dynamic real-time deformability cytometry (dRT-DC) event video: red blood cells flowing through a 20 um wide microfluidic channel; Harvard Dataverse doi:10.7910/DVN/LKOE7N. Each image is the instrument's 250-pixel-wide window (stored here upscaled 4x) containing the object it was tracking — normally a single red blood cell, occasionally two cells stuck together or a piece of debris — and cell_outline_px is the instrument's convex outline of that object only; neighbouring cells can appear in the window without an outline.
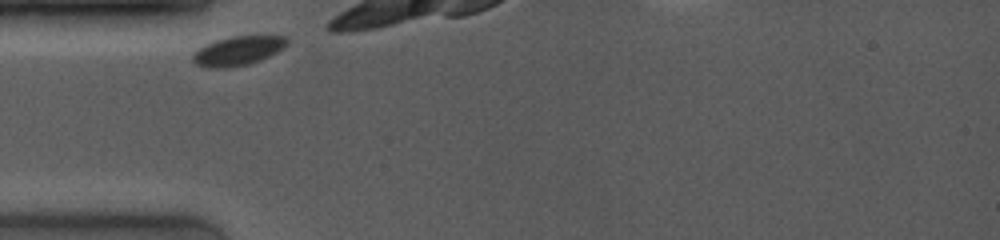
{"species": "common noctule bat (a hibernating species)", "species_latin": "Nyctalus noctula", "temperature_condition": "room temperature", "stored_images_in_passage": 2, "camera_frame_rate_fps": 4000, "um_per_image_px": 0.085, "animal": {"sex": "female", "body_mass_g": 19.0, "forearm_length_mm": 53.3}, "frame": {"image": 1, "passage_image": 1, "time_ms": 0.0, "image_size_px": [1000, 240], "cell_outline_px": [[288, 44], [284, 48], [260, 60], [248, 64], [228, 68], [208, 68], [196, 64], [192, 60], [192, 56], [200, 48], [216, 40], [232, 36], [284, 36], [288, 40]], "centroid_in_image_um": [20.23, 4.33], "position_along_channel_um": 64.8, "area_um2": 15.84}}